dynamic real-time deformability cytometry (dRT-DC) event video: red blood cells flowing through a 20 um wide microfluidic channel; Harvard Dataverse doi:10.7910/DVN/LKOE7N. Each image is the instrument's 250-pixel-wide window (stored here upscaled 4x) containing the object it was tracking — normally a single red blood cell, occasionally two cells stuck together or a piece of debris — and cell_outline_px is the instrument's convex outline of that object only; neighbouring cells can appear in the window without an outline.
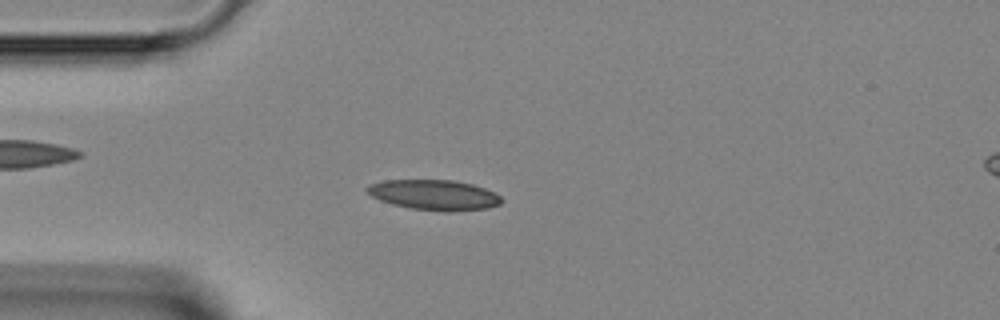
{"species": "Egyptian fruit bat (a non-hibernating species)", "species_latin": "Rousettus aegyptiacus", "temperature_condition": "room temperature", "stored_images_in_passage": 45, "camera_frame_rate_fps": 3000, "um_per_image_px": 0.085, "animal": {"sex": "female"}, "frame": {"image": 1, "passage_image": 11, "time_ms": 3.333, "image_size_px": [1000, 320], "cell_outline_px": [[504, 200], [500, 204], [488, 208], [448, 212], [412, 208], [392, 204], [380, 200], [372, 196], [364, 188], [368, 184], [384, 180], [452, 180], [472, 184], [496, 192]], "centroid_in_image_um": [36.92, 16.56], "position_along_channel_um": 48.1, "area_um2": 23.76}}
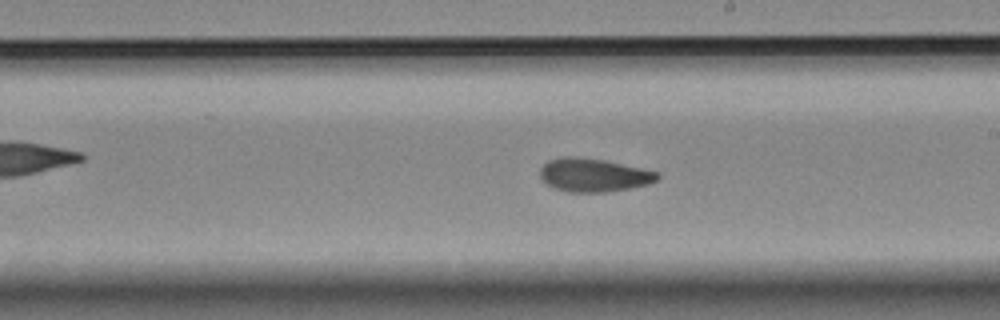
{"frame": {"image": 2, "passage_image": 25, "time_ms": 8.0, "image_size_px": [1000, 320], "cell_outline_px": [[660, 176], [656, 180], [648, 184], [628, 188], [604, 192], [568, 192], [556, 188], [548, 184], [540, 176], [540, 168], [548, 160], [560, 156], [576, 156], [604, 160], [660, 172]], "centroid_in_image_um": [50.45, 14.86], "position_along_channel_um": 238.6, "area_um2": 22.72}}
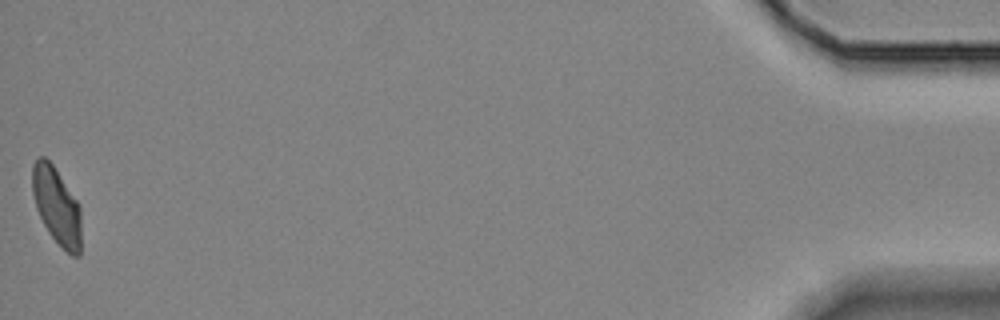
{"frame": {"image": 3, "passage_image": 45, "time_ms": 14.667, "image_size_px": [1000, 320], "cell_outline_px": [[80, 256], [72, 256], [48, 232], [36, 208], [32, 192], [32, 164], [40, 156], [44, 156], [52, 164], [80, 204]], "centroid_in_image_um": [4.81, 17.48], "position_along_channel_um": 430.4, "area_um2": 21.73}}